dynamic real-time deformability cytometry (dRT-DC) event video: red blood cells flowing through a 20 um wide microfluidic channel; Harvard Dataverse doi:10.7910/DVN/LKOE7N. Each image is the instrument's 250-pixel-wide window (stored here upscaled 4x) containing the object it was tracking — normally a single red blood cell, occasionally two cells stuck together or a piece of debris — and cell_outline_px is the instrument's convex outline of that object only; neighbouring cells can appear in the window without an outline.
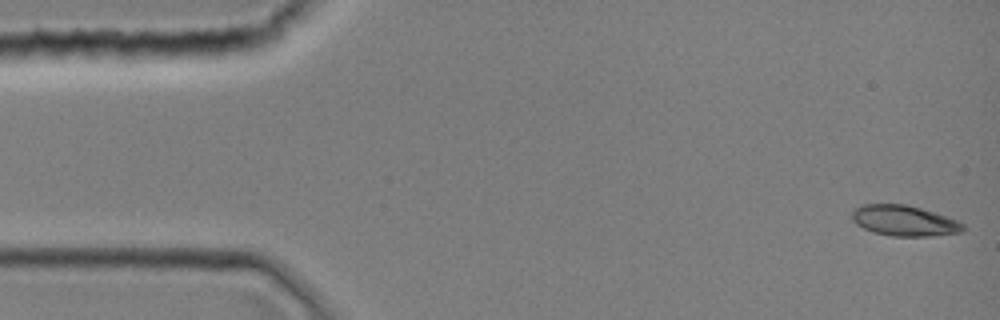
{"species": "common noctule bat (a hibernating species)", "species_latin": "Nyctalus noctula", "temperature_condition": "room temperature", "stored_images_in_passage": 5, "camera_frame_rate_fps": 3000, "um_per_image_px": 0.085, "animal": {"sex": "female", "body_mass_g": 19.0, "forearm_length_mm": 51.5}, "frame": {"image": 1, "passage_image": 1, "time_ms": 0.0, "image_size_px": [1000, 320], "cell_outline_px": [[964, 232], [932, 236], [892, 236], [872, 232], [856, 224], [852, 220], [852, 212], [856, 208], [864, 204], [908, 204], [956, 220], [964, 224]], "centroid_in_image_um": [76.85, 18.77], "position_along_channel_um": 8.2, "area_um2": 19.71}}